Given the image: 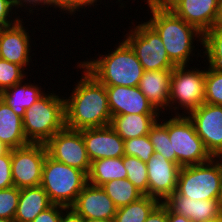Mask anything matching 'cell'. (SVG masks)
<instances>
[{"mask_svg":"<svg viewBox=\"0 0 222 222\" xmlns=\"http://www.w3.org/2000/svg\"><path fill=\"white\" fill-rule=\"evenodd\" d=\"M82 77L76 82L71 96L65 100V126L74 130L109 126L111 112L106 88L79 62Z\"/></svg>","mask_w":222,"mask_h":222,"instance_id":"1","label":"cell"},{"mask_svg":"<svg viewBox=\"0 0 222 222\" xmlns=\"http://www.w3.org/2000/svg\"><path fill=\"white\" fill-rule=\"evenodd\" d=\"M146 3L151 13L146 22L160 36L170 61L175 66H189L188 63L193 62L190 56H196L194 50L198 49L193 44L197 39L196 42L199 41L198 43L203 45V34L175 15L160 0H150Z\"/></svg>","mask_w":222,"mask_h":222,"instance_id":"2","label":"cell"},{"mask_svg":"<svg viewBox=\"0 0 222 222\" xmlns=\"http://www.w3.org/2000/svg\"><path fill=\"white\" fill-rule=\"evenodd\" d=\"M117 44L110 53L80 64L104 86L137 87L145 70L125 40Z\"/></svg>","mask_w":222,"mask_h":222,"instance_id":"3","label":"cell"},{"mask_svg":"<svg viewBox=\"0 0 222 222\" xmlns=\"http://www.w3.org/2000/svg\"><path fill=\"white\" fill-rule=\"evenodd\" d=\"M61 96L50 91L25 110L23 128L30 143H46L65 127V100Z\"/></svg>","mask_w":222,"mask_h":222,"instance_id":"4","label":"cell"},{"mask_svg":"<svg viewBox=\"0 0 222 222\" xmlns=\"http://www.w3.org/2000/svg\"><path fill=\"white\" fill-rule=\"evenodd\" d=\"M174 195L193 200H222V157L180 168Z\"/></svg>","mask_w":222,"mask_h":222,"instance_id":"5","label":"cell"},{"mask_svg":"<svg viewBox=\"0 0 222 222\" xmlns=\"http://www.w3.org/2000/svg\"><path fill=\"white\" fill-rule=\"evenodd\" d=\"M87 175L46 155L40 186L53 204L71 207L87 184Z\"/></svg>","mask_w":222,"mask_h":222,"instance_id":"6","label":"cell"},{"mask_svg":"<svg viewBox=\"0 0 222 222\" xmlns=\"http://www.w3.org/2000/svg\"><path fill=\"white\" fill-rule=\"evenodd\" d=\"M200 69L201 67L198 69V67L195 68L194 66L174 67L170 80L168 115L172 111L171 115L187 116L204 103L205 69ZM180 108L184 110L182 113H179ZM173 111L174 114H172Z\"/></svg>","mask_w":222,"mask_h":222,"instance_id":"7","label":"cell"},{"mask_svg":"<svg viewBox=\"0 0 222 222\" xmlns=\"http://www.w3.org/2000/svg\"><path fill=\"white\" fill-rule=\"evenodd\" d=\"M167 117H169L167 130L172 154H176V164L180 167L197 165L212 158L188 116L172 115Z\"/></svg>","mask_w":222,"mask_h":222,"instance_id":"8","label":"cell"},{"mask_svg":"<svg viewBox=\"0 0 222 222\" xmlns=\"http://www.w3.org/2000/svg\"><path fill=\"white\" fill-rule=\"evenodd\" d=\"M132 26L124 35L145 71L174 69L158 33L147 23ZM127 35V36H126Z\"/></svg>","mask_w":222,"mask_h":222,"instance_id":"9","label":"cell"},{"mask_svg":"<svg viewBox=\"0 0 222 222\" xmlns=\"http://www.w3.org/2000/svg\"><path fill=\"white\" fill-rule=\"evenodd\" d=\"M47 155L45 143H30L11 149L13 184L21 189L41 184L42 168Z\"/></svg>","mask_w":222,"mask_h":222,"instance_id":"10","label":"cell"},{"mask_svg":"<svg viewBox=\"0 0 222 222\" xmlns=\"http://www.w3.org/2000/svg\"><path fill=\"white\" fill-rule=\"evenodd\" d=\"M47 154L68 166L89 173L91 161L82 138L81 130L64 127L45 143Z\"/></svg>","mask_w":222,"mask_h":222,"instance_id":"11","label":"cell"},{"mask_svg":"<svg viewBox=\"0 0 222 222\" xmlns=\"http://www.w3.org/2000/svg\"><path fill=\"white\" fill-rule=\"evenodd\" d=\"M187 116L210 155L222 157V106L203 103Z\"/></svg>","mask_w":222,"mask_h":222,"instance_id":"12","label":"cell"},{"mask_svg":"<svg viewBox=\"0 0 222 222\" xmlns=\"http://www.w3.org/2000/svg\"><path fill=\"white\" fill-rule=\"evenodd\" d=\"M175 15L202 34L216 25L220 0H160Z\"/></svg>","mask_w":222,"mask_h":222,"instance_id":"13","label":"cell"},{"mask_svg":"<svg viewBox=\"0 0 222 222\" xmlns=\"http://www.w3.org/2000/svg\"><path fill=\"white\" fill-rule=\"evenodd\" d=\"M148 175V196L163 203L176 191L180 166L167 160L159 152L146 162Z\"/></svg>","mask_w":222,"mask_h":222,"instance_id":"14","label":"cell"},{"mask_svg":"<svg viewBox=\"0 0 222 222\" xmlns=\"http://www.w3.org/2000/svg\"><path fill=\"white\" fill-rule=\"evenodd\" d=\"M24 25L21 18L16 24L0 29V58L28 70L27 67L32 63L30 53L33 42L28 27Z\"/></svg>","mask_w":222,"mask_h":222,"instance_id":"15","label":"cell"},{"mask_svg":"<svg viewBox=\"0 0 222 222\" xmlns=\"http://www.w3.org/2000/svg\"><path fill=\"white\" fill-rule=\"evenodd\" d=\"M82 138L90 161L125 155L124 140L109 125L82 129Z\"/></svg>","mask_w":222,"mask_h":222,"instance_id":"16","label":"cell"},{"mask_svg":"<svg viewBox=\"0 0 222 222\" xmlns=\"http://www.w3.org/2000/svg\"><path fill=\"white\" fill-rule=\"evenodd\" d=\"M112 116L125 114H160L139 87L105 86Z\"/></svg>","mask_w":222,"mask_h":222,"instance_id":"17","label":"cell"},{"mask_svg":"<svg viewBox=\"0 0 222 222\" xmlns=\"http://www.w3.org/2000/svg\"><path fill=\"white\" fill-rule=\"evenodd\" d=\"M163 204L191 222H214L222 218V200H193L183 195H170Z\"/></svg>","mask_w":222,"mask_h":222,"instance_id":"18","label":"cell"},{"mask_svg":"<svg viewBox=\"0 0 222 222\" xmlns=\"http://www.w3.org/2000/svg\"><path fill=\"white\" fill-rule=\"evenodd\" d=\"M71 208L85 220L103 219L112 221L118 209L101 186H94L89 183L84 186Z\"/></svg>","mask_w":222,"mask_h":222,"instance_id":"19","label":"cell"},{"mask_svg":"<svg viewBox=\"0 0 222 222\" xmlns=\"http://www.w3.org/2000/svg\"><path fill=\"white\" fill-rule=\"evenodd\" d=\"M172 70L144 71L138 85L141 92L160 114L168 111Z\"/></svg>","mask_w":222,"mask_h":222,"instance_id":"20","label":"cell"},{"mask_svg":"<svg viewBox=\"0 0 222 222\" xmlns=\"http://www.w3.org/2000/svg\"><path fill=\"white\" fill-rule=\"evenodd\" d=\"M162 114H125L111 117L110 126L125 141L148 135Z\"/></svg>","mask_w":222,"mask_h":222,"instance_id":"21","label":"cell"},{"mask_svg":"<svg viewBox=\"0 0 222 222\" xmlns=\"http://www.w3.org/2000/svg\"><path fill=\"white\" fill-rule=\"evenodd\" d=\"M52 204L48 194L40 185L21 188L14 221L31 222Z\"/></svg>","mask_w":222,"mask_h":222,"instance_id":"22","label":"cell"},{"mask_svg":"<svg viewBox=\"0 0 222 222\" xmlns=\"http://www.w3.org/2000/svg\"><path fill=\"white\" fill-rule=\"evenodd\" d=\"M0 142L9 149L24 147L30 142L24 134L23 119L0 98Z\"/></svg>","mask_w":222,"mask_h":222,"instance_id":"23","label":"cell"},{"mask_svg":"<svg viewBox=\"0 0 222 222\" xmlns=\"http://www.w3.org/2000/svg\"><path fill=\"white\" fill-rule=\"evenodd\" d=\"M38 84L25 82L13 85L12 87L2 91L0 98L20 117L23 118L25 110L35 103L41 96L45 94ZM42 90V91H41Z\"/></svg>","mask_w":222,"mask_h":222,"instance_id":"24","label":"cell"},{"mask_svg":"<svg viewBox=\"0 0 222 222\" xmlns=\"http://www.w3.org/2000/svg\"><path fill=\"white\" fill-rule=\"evenodd\" d=\"M126 177L127 171L123 165V157L103 158L91 162L87 182L94 186H101L107 181Z\"/></svg>","mask_w":222,"mask_h":222,"instance_id":"25","label":"cell"},{"mask_svg":"<svg viewBox=\"0 0 222 222\" xmlns=\"http://www.w3.org/2000/svg\"><path fill=\"white\" fill-rule=\"evenodd\" d=\"M161 202L148 195L117 209L113 222H145Z\"/></svg>","mask_w":222,"mask_h":222,"instance_id":"26","label":"cell"},{"mask_svg":"<svg viewBox=\"0 0 222 222\" xmlns=\"http://www.w3.org/2000/svg\"><path fill=\"white\" fill-rule=\"evenodd\" d=\"M101 187L117 208L126 206L143 196L127 178L107 181Z\"/></svg>","mask_w":222,"mask_h":222,"instance_id":"27","label":"cell"},{"mask_svg":"<svg viewBox=\"0 0 222 222\" xmlns=\"http://www.w3.org/2000/svg\"><path fill=\"white\" fill-rule=\"evenodd\" d=\"M203 53L197 56L207 60L206 64L215 69H222V26L215 25L203 34ZM201 53L203 55H201ZM203 56V57H202Z\"/></svg>","mask_w":222,"mask_h":222,"instance_id":"28","label":"cell"},{"mask_svg":"<svg viewBox=\"0 0 222 222\" xmlns=\"http://www.w3.org/2000/svg\"><path fill=\"white\" fill-rule=\"evenodd\" d=\"M163 119L159 117L157 122L150 129L148 137L150 142L153 144L155 152H159L167 160L176 163V154H172L171 141L169 140L167 118Z\"/></svg>","mask_w":222,"mask_h":222,"instance_id":"29","label":"cell"},{"mask_svg":"<svg viewBox=\"0 0 222 222\" xmlns=\"http://www.w3.org/2000/svg\"><path fill=\"white\" fill-rule=\"evenodd\" d=\"M123 165L127 171V179L133 183L139 192L148 195L147 164L133 156H123Z\"/></svg>","mask_w":222,"mask_h":222,"instance_id":"30","label":"cell"},{"mask_svg":"<svg viewBox=\"0 0 222 222\" xmlns=\"http://www.w3.org/2000/svg\"><path fill=\"white\" fill-rule=\"evenodd\" d=\"M205 68L204 103L222 106V69Z\"/></svg>","mask_w":222,"mask_h":222,"instance_id":"31","label":"cell"},{"mask_svg":"<svg viewBox=\"0 0 222 222\" xmlns=\"http://www.w3.org/2000/svg\"><path fill=\"white\" fill-rule=\"evenodd\" d=\"M24 70L22 66L0 58V93L25 80L27 73Z\"/></svg>","mask_w":222,"mask_h":222,"instance_id":"32","label":"cell"},{"mask_svg":"<svg viewBox=\"0 0 222 222\" xmlns=\"http://www.w3.org/2000/svg\"><path fill=\"white\" fill-rule=\"evenodd\" d=\"M124 152L125 155L137 157L142 162L146 163L153 156L155 151L148 135H145L125 140Z\"/></svg>","mask_w":222,"mask_h":222,"instance_id":"33","label":"cell"},{"mask_svg":"<svg viewBox=\"0 0 222 222\" xmlns=\"http://www.w3.org/2000/svg\"><path fill=\"white\" fill-rule=\"evenodd\" d=\"M19 194L20 189L15 186L0 189V218L14 220Z\"/></svg>","mask_w":222,"mask_h":222,"instance_id":"34","label":"cell"},{"mask_svg":"<svg viewBox=\"0 0 222 222\" xmlns=\"http://www.w3.org/2000/svg\"><path fill=\"white\" fill-rule=\"evenodd\" d=\"M97 2L98 3L100 2V4H102L101 3L102 0L100 1L99 0H53V9L54 8L56 10L59 9L60 12H62L61 14L66 13V15L68 14V15L74 16L75 13L81 12L82 9L86 11L87 10L86 7L89 9V7L94 8L95 6L94 9H96V7L100 5V4H96Z\"/></svg>","mask_w":222,"mask_h":222,"instance_id":"35","label":"cell"},{"mask_svg":"<svg viewBox=\"0 0 222 222\" xmlns=\"http://www.w3.org/2000/svg\"><path fill=\"white\" fill-rule=\"evenodd\" d=\"M14 186L11 172V149L0 156V189Z\"/></svg>","mask_w":222,"mask_h":222,"instance_id":"36","label":"cell"},{"mask_svg":"<svg viewBox=\"0 0 222 222\" xmlns=\"http://www.w3.org/2000/svg\"><path fill=\"white\" fill-rule=\"evenodd\" d=\"M16 12L12 0H0V29L10 27L21 19L20 15L16 16L18 15ZM13 14H16L15 17H12L14 16Z\"/></svg>","mask_w":222,"mask_h":222,"instance_id":"37","label":"cell"},{"mask_svg":"<svg viewBox=\"0 0 222 222\" xmlns=\"http://www.w3.org/2000/svg\"><path fill=\"white\" fill-rule=\"evenodd\" d=\"M12 3H13L15 10H17L19 8L17 10L19 12L21 10V8L23 7L24 10L22 9L21 11H23L25 13H26V11L29 12V14H28L29 16L31 14L33 15L34 10H38V12H39V9H42L43 7H45L44 9H42V12H43V10H45L46 7H47V9L45 11L48 10L49 6H50V8L53 7V0H12ZM28 6H30V7H28ZM35 6H37V8H38V6H40V8L35 9L36 8ZM25 9H26V11H25Z\"/></svg>","mask_w":222,"mask_h":222,"instance_id":"38","label":"cell"},{"mask_svg":"<svg viewBox=\"0 0 222 222\" xmlns=\"http://www.w3.org/2000/svg\"><path fill=\"white\" fill-rule=\"evenodd\" d=\"M65 208L66 206L60 204H52L31 222H59L61 213L65 211Z\"/></svg>","mask_w":222,"mask_h":222,"instance_id":"39","label":"cell"},{"mask_svg":"<svg viewBox=\"0 0 222 222\" xmlns=\"http://www.w3.org/2000/svg\"><path fill=\"white\" fill-rule=\"evenodd\" d=\"M145 222H168V208L163 203H160Z\"/></svg>","mask_w":222,"mask_h":222,"instance_id":"40","label":"cell"},{"mask_svg":"<svg viewBox=\"0 0 222 222\" xmlns=\"http://www.w3.org/2000/svg\"><path fill=\"white\" fill-rule=\"evenodd\" d=\"M59 222H85V219L73 208L66 207L65 212L62 211L61 213Z\"/></svg>","mask_w":222,"mask_h":222,"instance_id":"41","label":"cell"},{"mask_svg":"<svg viewBox=\"0 0 222 222\" xmlns=\"http://www.w3.org/2000/svg\"><path fill=\"white\" fill-rule=\"evenodd\" d=\"M168 222H191L187 217L168 209Z\"/></svg>","mask_w":222,"mask_h":222,"instance_id":"42","label":"cell"},{"mask_svg":"<svg viewBox=\"0 0 222 222\" xmlns=\"http://www.w3.org/2000/svg\"><path fill=\"white\" fill-rule=\"evenodd\" d=\"M216 25L222 26V0H220L219 15H218Z\"/></svg>","mask_w":222,"mask_h":222,"instance_id":"43","label":"cell"},{"mask_svg":"<svg viewBox=\"0 0 222 222\" xmlns=\"http://www.w3.org/2000/svg\"><path fill=\"white\" fill-rule=\"evenodd\" d=\"M9 150L8 147H6L3 143L0 142V156L2 154H5Z\"/></svg>","mask_w":222,"mask_h":222,"instance_id":"44","label":"cell"},{"mask_svg":"<svg viewBox=\"0 0 222 222\" xmlns=\"http://www.w3.org/2000/svg\"><path fill=\"white\" fill-rule=\"evenodd\" d=\"M85 222H113L112 220H103V219H92V220H85Z\"/></svg>","mask_w":222,"mask_h":222,"instance_id":"45","label":"cell"},{"mask_svg":"<svg viewBox=\"0 0 222 222\" xmlns=\"http://www.w3.org/2000/svg\"><path fill=\"white\" fill-rule=\"evenodd\" d=\"M0 222H15V221L6 218H0Z\"/></svg>","mask_w":222,"mask_h":222,"instance_id":"46","label":"cell"},{"mask_svg":"<svg viewBox=\"0 0 222 222\" xmlns=\"http://www.w3.org/2000/svg\"><path fill=\"white\" fill-rule=\"evenodd\" d=\"M214 222H222V218H221V219H219V220H217V221H214Z\"/></svg>","mask_w":222,"mask_h":222,"instance_id":"47","label":"cell"}]
</instances>
